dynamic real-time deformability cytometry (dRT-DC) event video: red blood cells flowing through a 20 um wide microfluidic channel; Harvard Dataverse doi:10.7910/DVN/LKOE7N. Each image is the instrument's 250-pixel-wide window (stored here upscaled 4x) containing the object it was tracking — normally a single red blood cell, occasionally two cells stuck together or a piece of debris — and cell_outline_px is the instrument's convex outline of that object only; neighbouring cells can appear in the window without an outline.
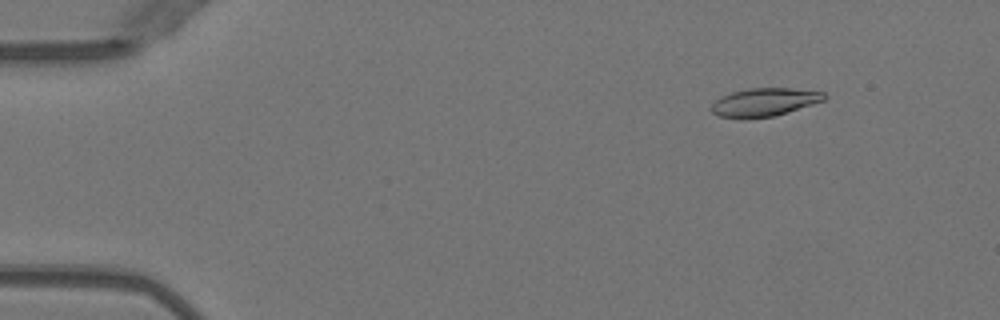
{"species": "Egyptian fruit bat (a non-hibernating species)", "species_latin": "Rousettus aegyptiacus", "temperature_condition": "warm", "stored_images_in_passage": 50, "camera_frame_rate_fps": 3000, "um_per_image_px": 0.085, "animal": {"sex": "female"}, "frame": {"image": 1, "passage_image": 5, "time_ms": 1.333, "image_size_px": [1000, 320], "cell_outline_px": [[828, 96], [824, 100], [812, 104], [772, 116], [748, 120], [716, 116], [708, 108], [720, 96], [732, 92], [748, 88], [792, 88], [824, 92]], "centroid_in_image_um": [64.9, 8.7], "position_along_channel_um": 20.1, "area_um2": 18.79}}
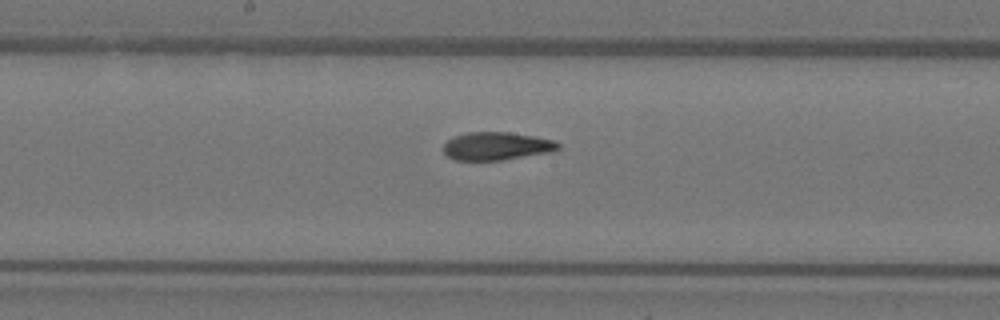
{"frame": {"image": 2, "passage_image": 26, "time_ms": 8.333, "image_size_px": [1000, 320], "cell_outline_px": [[560, 148], [552, 152], [500, 160], [456, 160], [448, 156], [444, 152], [444, 144], [448, 140], [456, 136], [468, 132], [508, 132], [532, 136], [552, 140], [560, 144]], "centroid_in_image_um": [42.22, 12.42], "position_along_channel_um": 206.0, "area_um2": 18.5}}
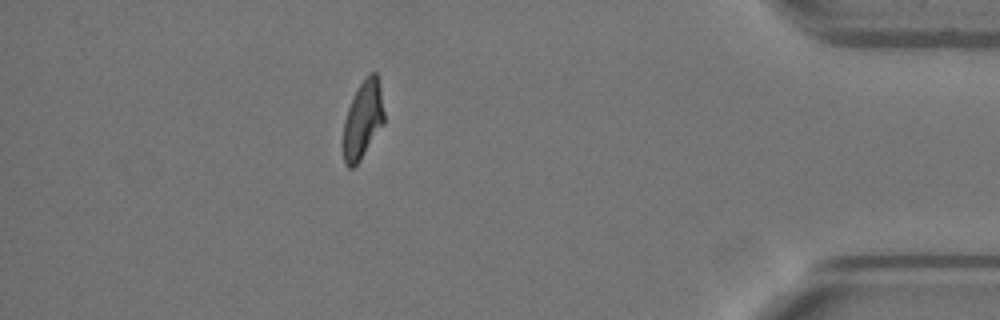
{"frame": {"image": 3, "passage_image": 44, "time_ms": 14.333, "image_size_px": [1000, 320], "cell_outline_px": [[384, 124], [360, 160], [352, 168], [348, 168], [344, 164], [344, 120], [348, 108], [360, 84], [368, 72], [376, 72], [380, 80], [384, 112]], "centroid_in_image_um": [30.87, 10.15], "position_along_channel_um": 404.3, "area_um2": 18.5}, "authors_computed_cell_mechanics": {"area_um2": 19.074, "velocity_mm_per_s": 4.0256, "shape_relaxation_time_tau1_ms": 5.3087, "shape_relaxation_time_tau2_ms": 1.6767, "deformation_change_tau1": 0.2114, "deformation_change_tau2": 0.0712}}